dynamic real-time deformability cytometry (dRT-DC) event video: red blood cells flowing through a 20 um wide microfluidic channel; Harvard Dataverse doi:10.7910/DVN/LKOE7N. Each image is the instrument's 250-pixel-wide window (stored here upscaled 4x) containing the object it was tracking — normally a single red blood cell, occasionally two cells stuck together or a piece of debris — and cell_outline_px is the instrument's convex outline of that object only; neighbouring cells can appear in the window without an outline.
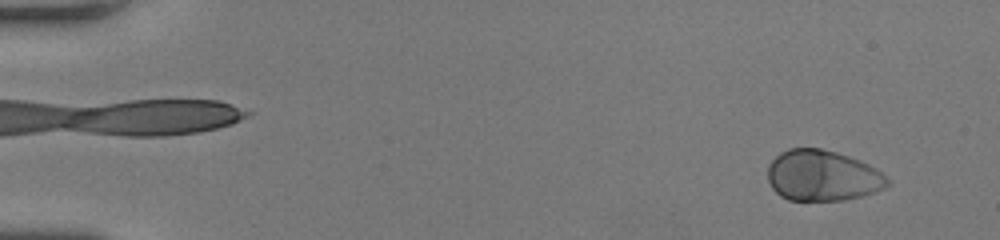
{"species": "human", "species_latin": "Homo sapiens", "temperature_condition": "room temperature", "stored_images_in_passage": 50, "camera_frame_rate_fps": 3000, "um_per_image_px": 0.085, "donor": {"sex": "female"}, "frame": {"image": 1, "passage_image": 4, "time_ms": 1.0, "image_size_px": [1000, 240], "cell_outline_px": [[892, 184], [876, 192], [844, 200], [788, 200], [780, 196], [772, 188], [768, 180], [768, 164], [780, 152], [788, 148], [820, 148], [836, 152], [860, 160], [868, 164], [892, 180]], "centroid_in_image_um": [69.92, 14.93], "position_along_channel_um": 15.1, "area_um2": 35.66}}
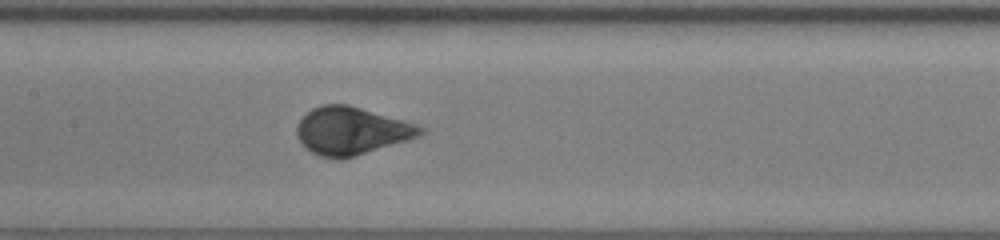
{"frame": {"image": 2, "passage_image": 26, "time_ms": 8.333, "image_size_px": [1000, 240], "cell_outline_px": [[428, 128], [420, 136], [412, 140], [356, 156], [340, 160], [320, 156], [312, 152], [296, 136], [296, 124], [312, 108], [320, 104], [348, 104], [404, 120]], "centroid_in_image_um": [29.93, 11.13], "position_along_channel_um": 177.5, "area_um2": 34.74}}
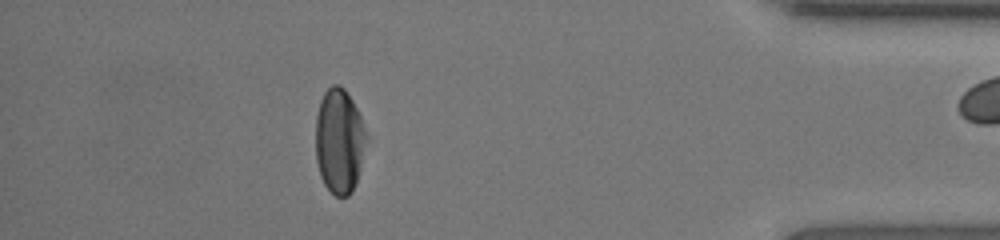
{"frame": {"image": 3, "passage_image": 45, "time_ms": 14.667, "image_size_px": [1000, 240], "cell_outline_px": [[368, 136], [360, 168], [352, 192], [348, 196], [336, 196], [324, 184], [320, 176], [316, 160], [316, 116], [320, 100], [324, 92], [332, 84], [340, 84], [344, 88], [352, 100], [360, 116]], "centroid_in_image_um": [28.83, 11.96], "position_along_channel_um": 406.4, "area_um2": 31.04}, "authors_computed_cell_mechanics": {"area_um2": 34.4488, "velocity_mm_per_s": 4.2584, "shape_relaxation_time_tau1_ms": 2.596, "shape_relaxation_time_tau2_ms": null, "deformation_change_tau1": 0.1945, "deformation_change_tau2": null}}